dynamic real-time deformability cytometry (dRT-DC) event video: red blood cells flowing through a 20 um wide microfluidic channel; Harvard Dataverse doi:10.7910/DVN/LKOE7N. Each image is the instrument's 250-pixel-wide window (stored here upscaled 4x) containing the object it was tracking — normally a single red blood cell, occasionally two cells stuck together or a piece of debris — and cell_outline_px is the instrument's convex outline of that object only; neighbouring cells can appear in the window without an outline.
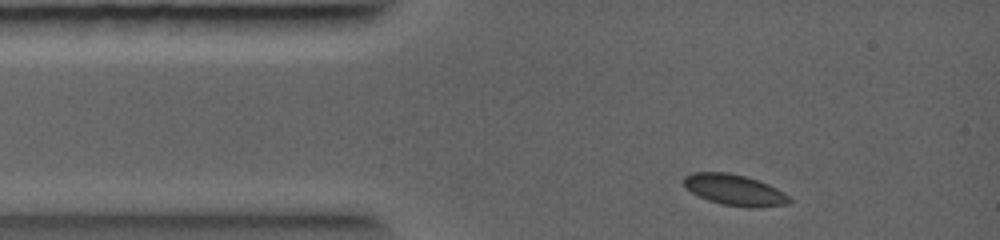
{"species": "common noctule bat (a hibernating species)", "species_latin": "Nyctalus noctula", "temperature_condition": "warm", "stored_images_in_passage": 2, "camera_frame_rate_fps": 5000, "um_per_image_px": 0.085, "animal": {"sex": "female", "body_mass_g": 19.0, "forearm_length_mm": 56.7}, "frame": {"image": 1, "passage_image": 1, "time_ms": 0.0, "image_size_px": [1000, 240], "cell_outline_px": [[792, 204], [756, 208], [748, 208], [720, 204], [708, 200], [684, 188], [684, 176], [692, 172], [728, 172], [744, 176], [768, 184], [784, 192], [792, 200]], "centroid_in_image_um": [62.45, 16.16], "position_along_channel_um": 22.5, "area_um2": 19.25}}